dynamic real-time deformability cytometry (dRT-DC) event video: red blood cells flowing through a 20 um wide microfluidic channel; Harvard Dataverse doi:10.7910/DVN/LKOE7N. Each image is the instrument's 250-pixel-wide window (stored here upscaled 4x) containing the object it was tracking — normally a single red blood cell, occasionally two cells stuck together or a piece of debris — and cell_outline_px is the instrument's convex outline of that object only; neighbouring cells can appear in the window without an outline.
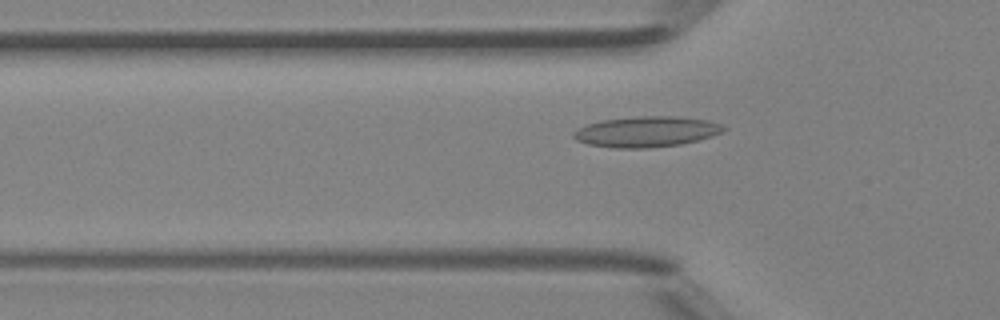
{"species": "Egyptian fruit bat (a non-hibernating species)", "species_latin": "Rousettus aegyptiacus", "temperature_condition": "room temperature", "stored_images_in_passage": 35, "camera_frame_rate_fps": 3000, "um_per_image_px": 0.085, "animal": {"sex": "female"}, "frame": {"image": 1, "passage_image": 6, "time_ms": 1.667, "image_size_px": [1000, 320], "cell_outline_px": [[728, 128], [712, 136], [680, 144], [644, 148], [612, 148], [588, 144], [576, 140], [572, 136], [572, 132], [576, 128], [600, 120], [636, 116], [676, 116], [708, 120], [720, 124]], "centroid_in_image_um": [54.89, 11.18], "position_along_channel_um": 70.9, "area_um2": 26.82}}
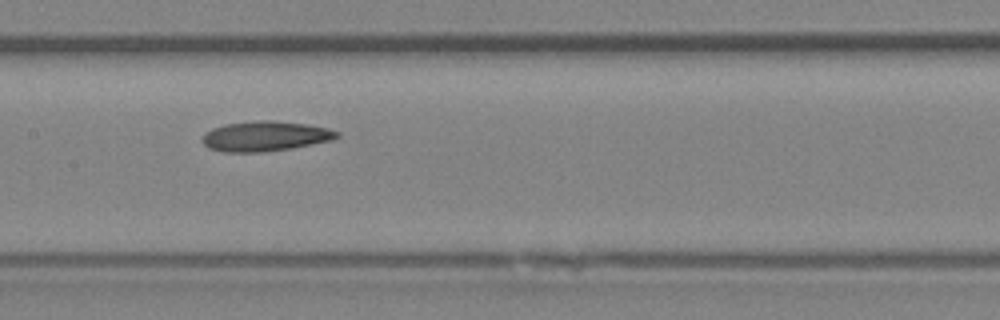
{"frame": {"image": 2, "passage_image": 14, "time_ms": 4.333, "image_size_px": [1000, 320], "cell_outline_px": [[340, 136], [332, 140], [292, 148], [264, 152], [224, 152], [208, 148], [200, 140], [204, 132], [212, 128], [224, 124], [256, 120], [272, 120], [308, 124], [328, 128], [340, 132]], "centroid_in_image_um": [22.52, 11.57], "position_along_channel_um": 184.9, "area_um2": 23.87}}
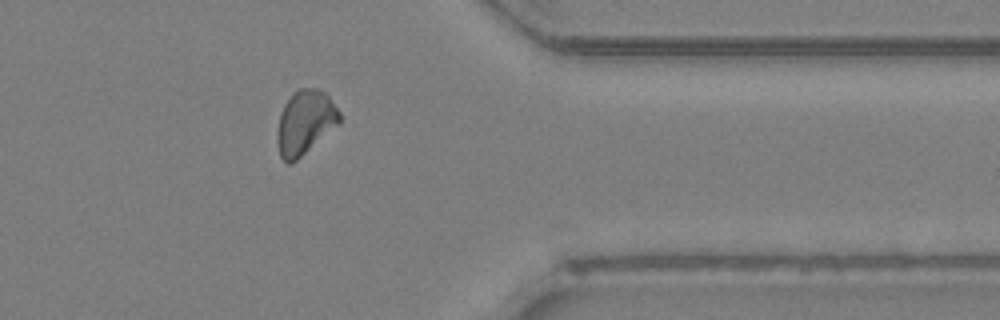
{"frame": {"image": 3, "passage_image": 29, "time_ms": 9.333, "image_size_px": [1000, 320], "cell_outline_px": [[340, 120], [336, 124], [292, 164], [288, 164], [280, 156], [276, 140], [276, 132], [280, 112], [284, 104], [292, 92], [300, 88], [320, 88], [328, 96], [340, 112]], "centroid_in_image_um": [25.87, 10.37], "position_along_channel_um": 385.5, "area_um2": 23.0}}